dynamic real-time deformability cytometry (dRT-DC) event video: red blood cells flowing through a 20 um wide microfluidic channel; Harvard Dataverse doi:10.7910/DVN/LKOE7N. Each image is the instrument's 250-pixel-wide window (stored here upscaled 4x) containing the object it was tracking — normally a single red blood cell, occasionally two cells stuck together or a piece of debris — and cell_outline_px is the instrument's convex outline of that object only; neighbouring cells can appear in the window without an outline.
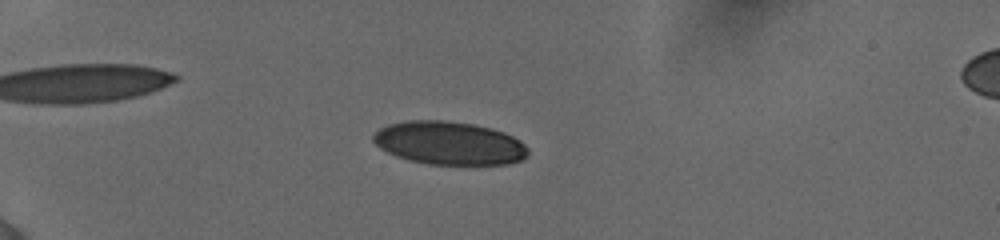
{"species": "human", "species_latin": "Homo sapiens", "temperature_condition": "cold", "stored_images_in_passage": 43, "camera_frame_rate_fps": 3000, "um_per_image_px": 0.085, "donor": {"sex": "female"}, "frame": {"image": 1, "passage_image": 10, "time_ms": 5.0, "image_size_px": [1000, 240], "cell_outline_px": [[528, 156], [524, 160], [508, 164], [428, 164], [408, 160], [396, 156], [380, 148], [372, 140], [372, 136], [380, 128], [388, 124], [408, 120], [444, 120], [472, 124], [492, 128], [504, 132], [520, 140], [528, 148]], "centroid_in_image_um": [38.2, 12.16], "position_along_channel_um": 46.8, "area_um2": 39.13}}
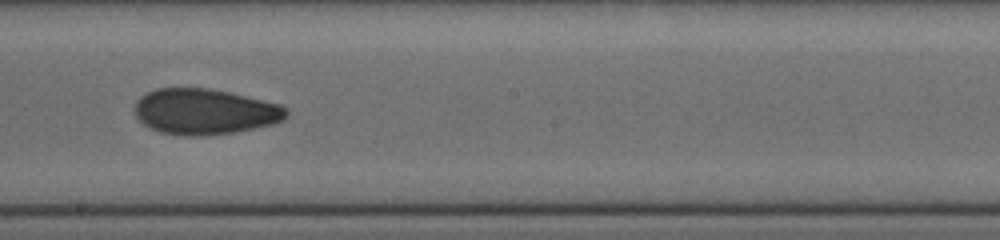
{"frame": {"image": 2, "passage_image": 24, "time_ms": 11.0, "image_size_px": [1000, 240], "cell_outline_px": [[288, 116], [284, 120], [272, 124], [232, 132], [200, 136], [188, 136], [160, 132], [144, 124], [136, 116], [132, 108], [136, 100], [140, 96], [156, 88], [212, 88], [232, 92], [280, 104], [288, 108]], "centroid_in_image_um": [17.4, 9.47], "position_along_channel_um": 230.8, "area_um2": 40.63}}
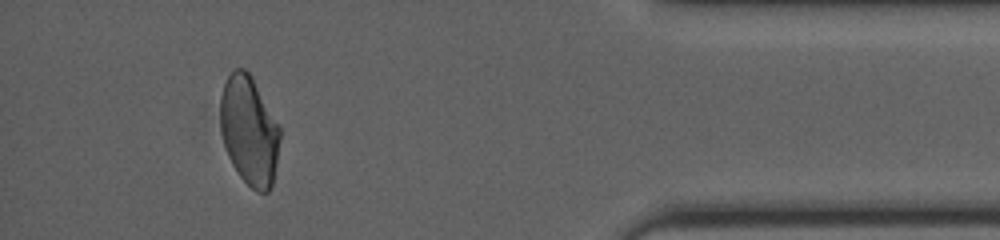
{"frame": {"image": 3, "passage_image": 39, "time_ms": 16.667, "image_size_px": [1000, 240], "cell_outline_px": [[280, 136], [276, 164], [272, 184], [268, 192], [256, 192], [240, 176], [232, 164], [228, 156], [224, 144], [220, 128], [220, 96], [224, 84], [232, 68], [244, 68], [252, 76], [280, 128]], "centroid_in_image_um": [21.16, 11.08], "position_along_channel_um": 414.0, "area_um2": 37.74}, "authors_computed_cell_mechanics": {"area_um2": 38.8416, "velocity_mm_per_s": 3.8804, "shape_relaxation_time_tau1_ms": null, "shape_relaxation_time_tau2_ms": 3.0087, "deformation_change_tau1": null, "deformation_change_tau2": 0.0885}}